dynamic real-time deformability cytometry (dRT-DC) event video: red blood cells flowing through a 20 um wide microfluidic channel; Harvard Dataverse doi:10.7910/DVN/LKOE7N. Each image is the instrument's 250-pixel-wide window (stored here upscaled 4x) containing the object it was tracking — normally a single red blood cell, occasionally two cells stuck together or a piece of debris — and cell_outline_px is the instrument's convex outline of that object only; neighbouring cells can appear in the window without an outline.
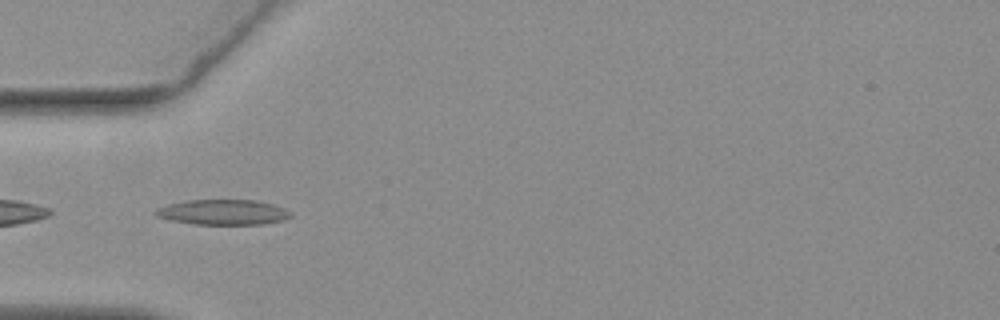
{"species": "common noctule bat (a hibernating species)", "species_latin": "Nyctalus noctula", "temperature_condition": "warm", "stored_images_in_passage": 41, "camera_frame_rate_fps": 3000, "um_per_image_px": 0.085, "animal": {"sex": "female", "body_mass_g": 19.3, "forearm_length_mm": 54.1}, "frame": {"image": 1, "passage_image": 18, "time_ms": 5.667, "image_size_px": [1000, 320], "cell_outline_px": [[292, 216], [284, 220], [260, 224], [192, 224], [172, 220], [156, 216], [156, 208], [168, 204], [188, 200], [256, 200], [272, 204], [284, 208], [292, 212]], "centroid_in_image_um": [18.98, 18.03], "position_along_channel_um": 66.0, "area_um2": 19.77}}
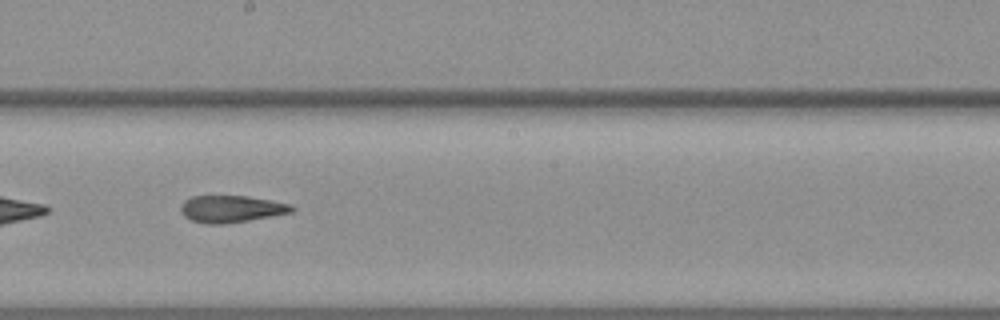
{"frame": {"image": 2, "passage_image": 31, "time_ms": 10.0, "image_size_px": [1000, 320], "cell_outline_px": [[296, 208], [292, 212], [248, 220], [224, 224], [204, 224], [192, 220], [184, 216], [180, 212], [180, 208], [184, 200], [192, 196], [248, 196], [272, 200], [292, 204]], "centroid_in_image_um": [19.65, 17.75], "position_along_channel_um": 228.5, "area_um2": 17.51}}
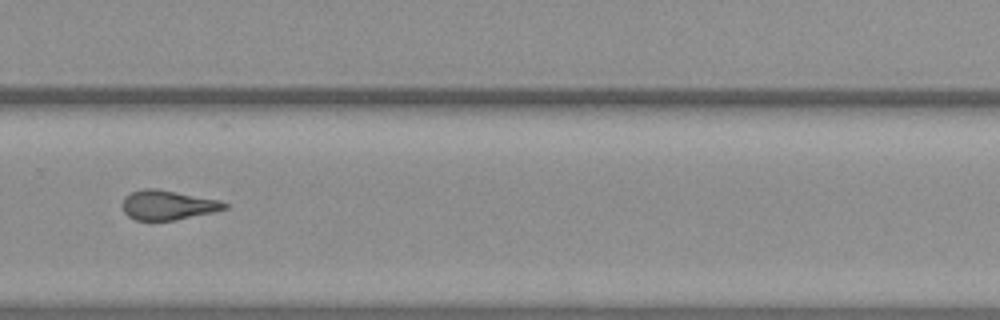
{"frame": {"image": 3, "passage_image": 38, "time_ms": 12.333, "image_size_px": [1000, 320], "cell_outline_px": [[228, 208], [212, 212], [176, 220], [136, 220], [128, 216], [124, 212], [120, 204], [124, 196], [132, 192], [144, 188], [156, 188], [220, 200], [228, 204]], "centroid_in_image_um": [14.22, 17.42], "position_along_channel_um": 315.6, "area_um2": 17.69}}